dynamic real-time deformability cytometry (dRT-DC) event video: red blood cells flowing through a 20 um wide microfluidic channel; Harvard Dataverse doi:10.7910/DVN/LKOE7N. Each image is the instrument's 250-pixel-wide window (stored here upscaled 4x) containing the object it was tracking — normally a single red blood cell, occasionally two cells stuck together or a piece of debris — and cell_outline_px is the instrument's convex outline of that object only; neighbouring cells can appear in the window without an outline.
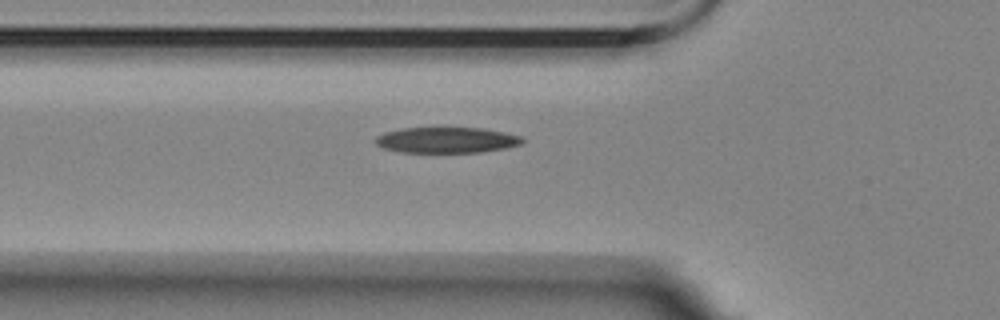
{"species": "Egyptian fruit bat (a non-hibernating species)", "species_latin": "Rousettus aegyptiacus", "temperature_condition": "room temperature", "stored_images_in_passage": 40, "segment_of_instrument_passage": [1, 2], "camera_frame_rate_fps": 3000, "um_per_image_px": 0.085, "animal": {"sex": "female"}, "frame": {"image": 1, "passage_image": 2, "time_ms": 0.333, "image_size_px": [1000, 320], "cell_outline_px": [[524, 140], [520, 144], [504, 148], [480, 152], [404, 152], [384, 148], [376, 144], [376, 136], [384, 132], [400, 128], [440, 124], [444, 124], [484, 128], [504, 132], [520, 136]], "centroid_in_image_um": [37.92, 11.83], "position_along_channel_um": 87.9, "area_um2": 23.12}}
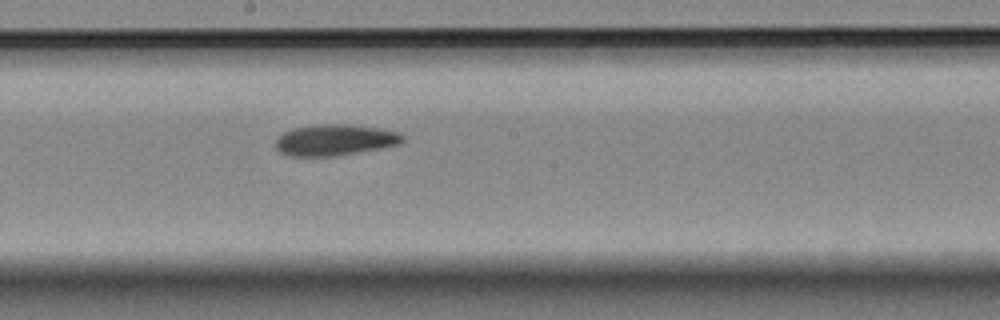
{"frame": {"image": 2, "passage_image": 13, "time_ms": 4.0, "image_size_px": [1000, 320], "cell_outline_px": [[404, 140], [400, 144], [336, 156], [288, 156], [280, 152], [276, 148], [276, 140], [284, 132], [292, 128], [316, 124], [352, 124], [380, 128], [400, 132], [404, 136]], "centroid_in_image_um": [28.48, 11.88], "position_along_channel_um": 219.7, "area_um2": 23.18}}
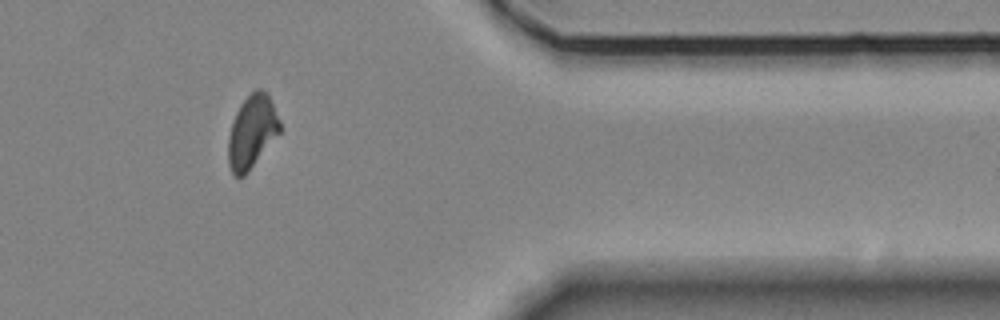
{"frame": {"image": 3, "passage_image": 29, "time_ms": 9.333, "image_size_px": [1000, 320], "cell_outline_px": [[280, 132], [248, 172], [244, 176], [236, 176], [232, 172], [228, 164], [228, 136], [236, 112], [240, 104], [256, 88], [260, 88], [268, 92], [280, 120]], "centroid_in_image_um": [21.42, 11.18], "position_along_channel_um": 390.0, "area_um2": 21.91}}